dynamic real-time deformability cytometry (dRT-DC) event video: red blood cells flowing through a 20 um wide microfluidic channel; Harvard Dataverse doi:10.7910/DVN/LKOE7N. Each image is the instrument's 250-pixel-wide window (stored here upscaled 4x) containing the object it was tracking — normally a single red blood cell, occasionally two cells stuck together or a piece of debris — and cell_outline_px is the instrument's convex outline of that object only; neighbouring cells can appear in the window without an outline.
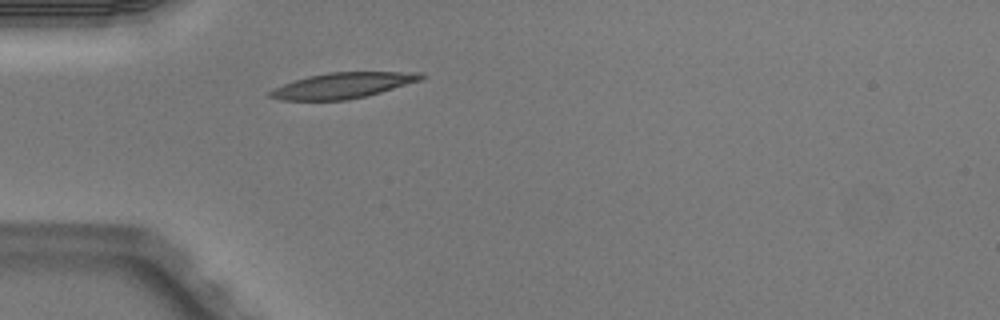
{"species": "Egyptian fruit bat (a non-hibernating species)", "species_latin": "Rousettus aegyptiacus", "temperature_condition": "warm", "stored_images_in_passage": 1, "camera_frame_rate_fps": 3000, "um_per_image_px": 0.085, "animal": {"sex": "male"}, "frame": {"image": 1, "passage_image": 1, "time_ms": 0.0, "image_size_px": [1000, 320], "cell_outline_px": [[428, 76], [420, 80], [368, 96], [348, 100], [280, 100], [268, 96], [268, 92], [284, 84], [308, 76], [328, 72], [420, 72]], "centroid_in_image_um": [29.16, 7.26], "position_along_channel_um": 55.8, "area_um2": 22.48}}